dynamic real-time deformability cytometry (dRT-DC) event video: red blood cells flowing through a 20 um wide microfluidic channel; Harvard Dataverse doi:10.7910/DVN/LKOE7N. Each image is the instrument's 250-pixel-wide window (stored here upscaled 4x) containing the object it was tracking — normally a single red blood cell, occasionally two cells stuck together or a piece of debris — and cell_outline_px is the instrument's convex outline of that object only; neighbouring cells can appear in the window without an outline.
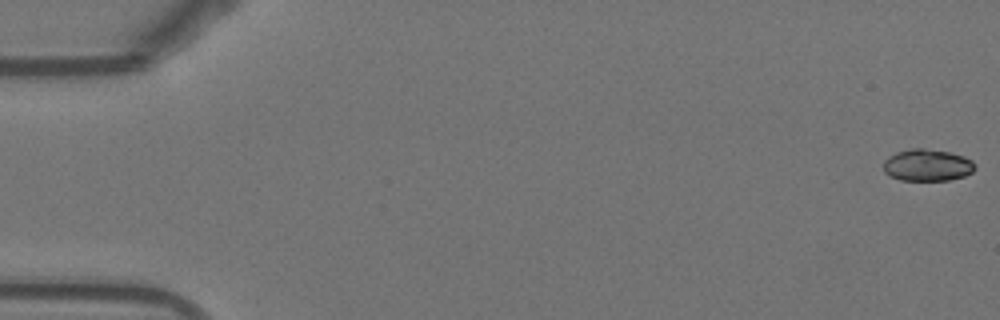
{"species": "Egyptian fruit bat (a non-hibernating species)", "species_latin": "Rousettus aegyptiacus", "temperature_condition": "warm", "stored_images_in_passage": 50, "camera_frame_rate_fps": 3000, "um_per_image_px": 0.085, "animal": {"sex": "female"}, "frame": {"image": 1, "passage_image": 1, "time_ms": 0.0, "image_size_px": [1000, 320], "cell_outline_px": [[976, 168], [972, 172], [964, 176], [948, 180], [900, 180], [888, 176], [884, 172], [884, 160], [888, 156], [896, 152], [912, 148], [920, 148], [948, 152], [964, 156], [972, 160], [976, 164]], "centroid_in_image_um": [78.81, 14.04], "position_along_channel_um": 6.2, "area_um2": 17.11}}
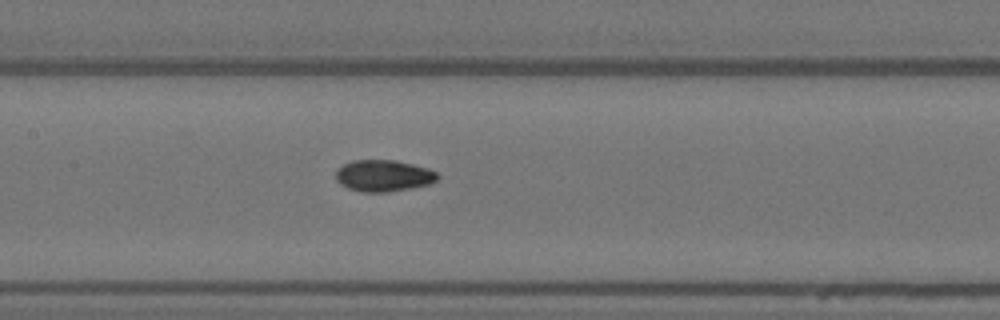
{"frame": {"image": 2, "passage_image": 26, "time_ms": 8.333, "image_size_px": [1000, 320], "cell_outline_px": [[440, 176], [436, 180], [428, 184], [388, 192], [364, 192], [348, 188], [340, 184], [336, 180], [336, 168], [352, 160], [396, 160], [428, 168], [436, 172]], "centroid_in_image_um": [32.57, 14.92], "position_along_channel_um": 174.8, "area_um2": 18.67}}
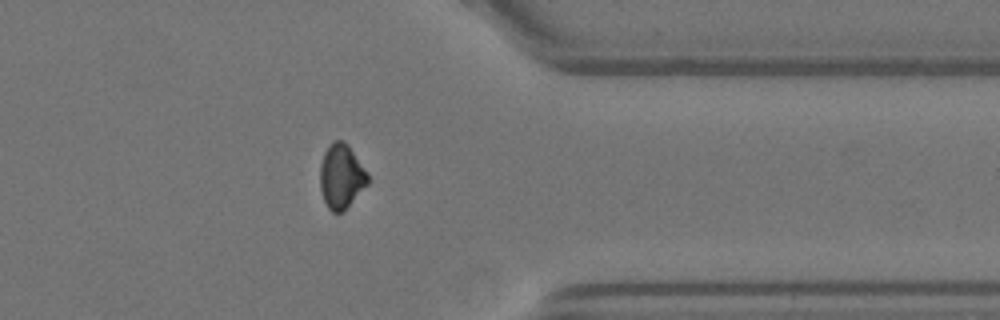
{"frame": {"image": 3, "passage_image": 43, "time_ms": 14.0, "image_size_px": [1000, 320], "cell_outline_px": [[368, 184], [344, 212], [332, 212], [328, 208], [324, 200], [320, 188], [320, 164], [324, 152], [332, 140], [344, 140], [348, 144], [368, 172]], "centroid_in_image_um": [29.02, 14.98], "position_along_channel_um": 382.4, "area_um2": 18.21}}